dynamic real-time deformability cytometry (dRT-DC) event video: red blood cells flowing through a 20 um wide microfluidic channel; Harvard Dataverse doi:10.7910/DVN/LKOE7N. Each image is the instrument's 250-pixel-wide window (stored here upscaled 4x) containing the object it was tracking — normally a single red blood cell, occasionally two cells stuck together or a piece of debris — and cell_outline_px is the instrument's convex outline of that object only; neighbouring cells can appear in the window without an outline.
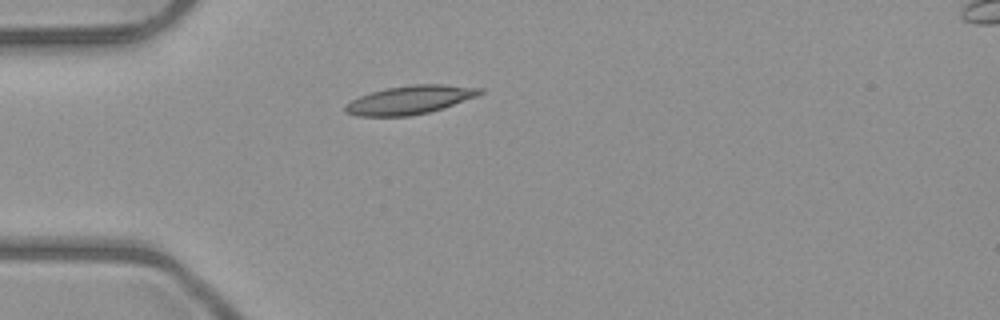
{"species": "common noctule bat (a hibernating species)", "species_latin": "Nyctalus noctula", "temperature_condition": "room temperature", "stored_images_in_passage": 1, "camera_frame_rate_fps": 3000, "um_per_image_px": 0.085, "animal": {"sex": "male", "body_mass_g": 23.1, "forearm_length_mm": 52.7}, "frame": {"image": 1, "passage_image": 1, "time_ms": 0.0, "image_size_px": [1000, 320], "cell_outline_px": [[484, 92], [476, 96], [428, 112], [408, 116], [356, 116], [344, 112], [344, 104], [360, 96], [372, 92], [388, 88], [412, 84], [444, 84], [484, 88]], "centroid_in_image_um": [34.81, 8.48], "position_along_channel_um": 50.2, "area_um2": 22.14}}